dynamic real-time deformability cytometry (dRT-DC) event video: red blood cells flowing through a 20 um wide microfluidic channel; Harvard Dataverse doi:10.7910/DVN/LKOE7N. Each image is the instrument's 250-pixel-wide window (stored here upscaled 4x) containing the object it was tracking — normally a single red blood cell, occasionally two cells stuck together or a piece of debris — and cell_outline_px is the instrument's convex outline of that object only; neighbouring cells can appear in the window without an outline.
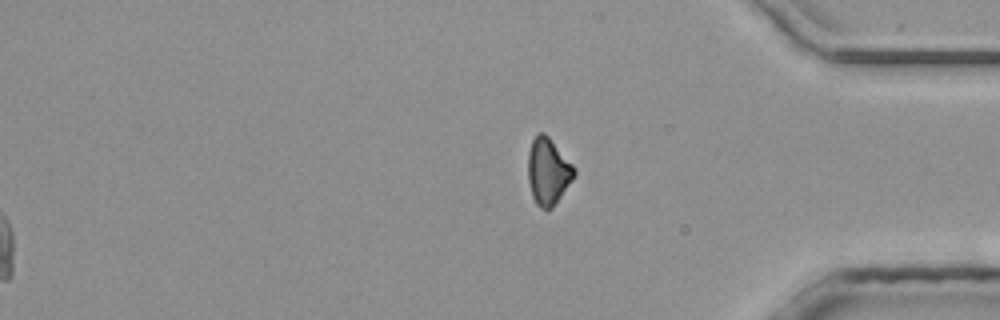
{"species": "common noctule bat (a hibernating species)", "species_latin": "Nyctalus noctula", "temperature_condition": "room temperature", "stored_images_in_passage": 42, "segment_of_instrument_passage": [2, 2], "camera_frame_rate_fps": 3000, "um_per_image_px": 0.085, "animal": {"sex": "male", "body_mass_g": 20.4}, "frame": {"image": 1, "passage_image": 42, "time_ms": 13.667, "image_size_px": [1000, 320], "cell_outline_px": [[576, 172], [572, 180], [552, 208], [540, 208], [536, 204], [532, 196], [528, 180], [528, 152], [532, 140], [536, 132], [544, 132], [548, 136], [576, 168]], "centroid_in_image_um": [46.57, 14.54], "position_along_channel_um": 388.6, "area_um2": 17.92}}